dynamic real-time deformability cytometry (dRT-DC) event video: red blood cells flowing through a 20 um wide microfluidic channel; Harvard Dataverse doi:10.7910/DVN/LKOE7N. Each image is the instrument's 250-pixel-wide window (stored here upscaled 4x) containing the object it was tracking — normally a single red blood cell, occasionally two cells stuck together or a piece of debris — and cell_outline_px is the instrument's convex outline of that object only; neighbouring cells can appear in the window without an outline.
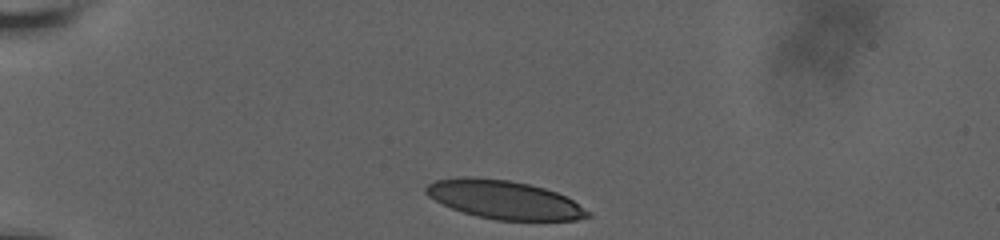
{"species": "human", "species_latin": "Homo sapiens", "temperature_condition": "room temperature", "stored_images_in_passage": 36, "camera_frame_rate_fps": 3000, "um_per_image_px": 0.085, "donor": {"sex": "male"}, "frame": {"image": 1, "passage_image": 1, "time_ms": 0.0, "image_size_px": [1000, 240], "cell_outline_px": [[592, 216], [576, 220], [496, 220], [476, 216], [452, 208], [428, 196], [424, 192], [424, 188], [428, 184], [436, 180], [460, 176], [472, 176], [508, 180], [528, 184], [544, 188], [556, 192], [572, 200], [592, 212]], "centroid_in_image_um": [42.85, 16.97], "position_along_channel_um": 42.1, "area_um2": 36.24}}
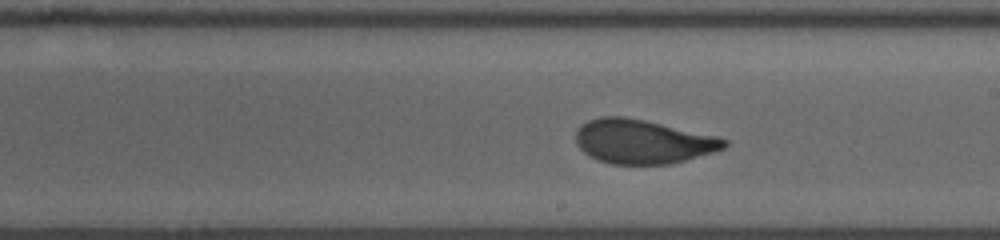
{"frame": {"image": 2, "passage_image": 21, "time_ms": 6.667, "image_size_px": [1000, 240], "cell_outline_px": [[728, 144], [724, 148], [712, 152], [672, 164], [612, 164], [588, 156], [576, 144], [576, 132], [580, 124], [588, 120], [600, 116], [624, 116], [644, 120], [720, 136], [728, 140]], "centroid_in_image_um": [54.63, 12.02], "position_along_channel_um": 234.4, "area_um2": 38.32}}
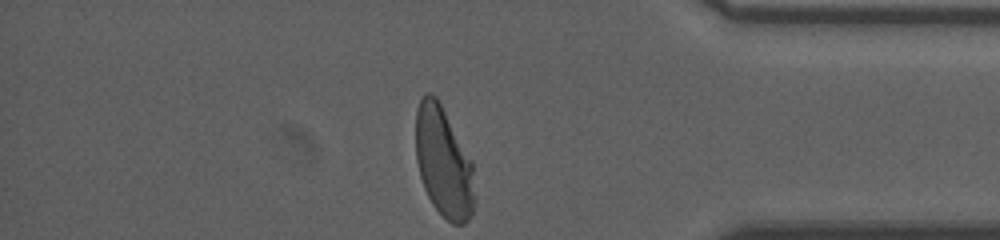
{"frame": {"image": 3, "passage_image": 36, "time_ms": 11.667, "image_size_px": [1000, 240], "cell_outline_px": [[472, 212], [468, 220], [464, 224], [452, 224], [432, 204], [424, 188], [420, 176], [416, 160], [416, 108], [420, 100], [428, 92], [436, 96], [472, 160]], "centroid_in_image_um": [37.67, 13.76], "position_along_channel_um": 397.5, "area_um2": 37.17}, "authors_computed_cell_mechanics": {"area_um2": 38.3214, "velocity_mm_per_s": 3.6492, "shape_relaxation_time_tau1_ms": 4.4987, "shape_relaxation_time_tau2_ms": 0.7383, "deformation_change_tau1": 0.1713, "deformation_change_tau2": 0.0644}}